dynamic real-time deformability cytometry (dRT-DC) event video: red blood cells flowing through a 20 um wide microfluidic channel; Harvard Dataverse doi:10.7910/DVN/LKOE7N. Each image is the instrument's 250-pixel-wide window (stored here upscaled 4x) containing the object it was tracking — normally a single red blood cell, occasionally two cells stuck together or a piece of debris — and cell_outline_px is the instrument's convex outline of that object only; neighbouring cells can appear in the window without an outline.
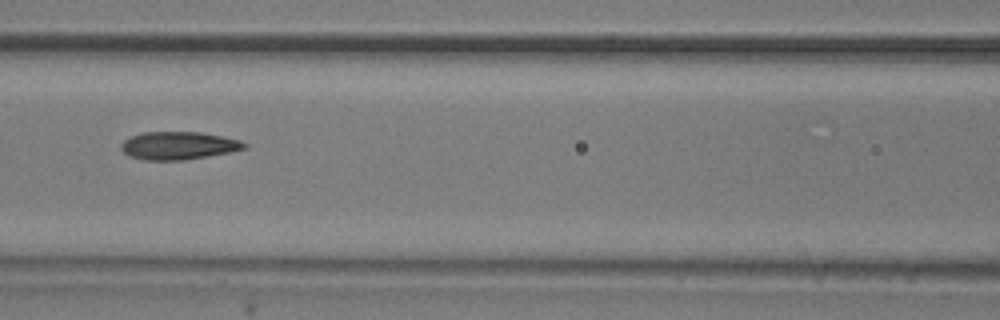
{"species": "common noctule bat (a hibernating species)", "species_latin": "Nyctalus noctula", "temperature_condition": "room temperature", "stored_images_in_passage": 13, "camera_frame_rate_fps": 3000, "um_per_image_px": 0.085, "animal": {"sex": "male", "body_mass_g": 20.5, "forearm_length_mm": 52.5}, "frame": {"image": 1, "passage_image": 4, "time_ms": 4.333, "image_size_px": [1000, 320], "cell_outline_px": [[248, 148], [228, 152], [184, 160], [144, 160], [128, 156], [120, 148], [120, 144], [124, 140], [132, 136], [144, 132], [200, 132], [224, 136], [240, 140], [248, 144]], "centroid_in_image_um": [15.17, 12.37], "position_along_channel_um": 151.4, "area_um2": 20.06}}
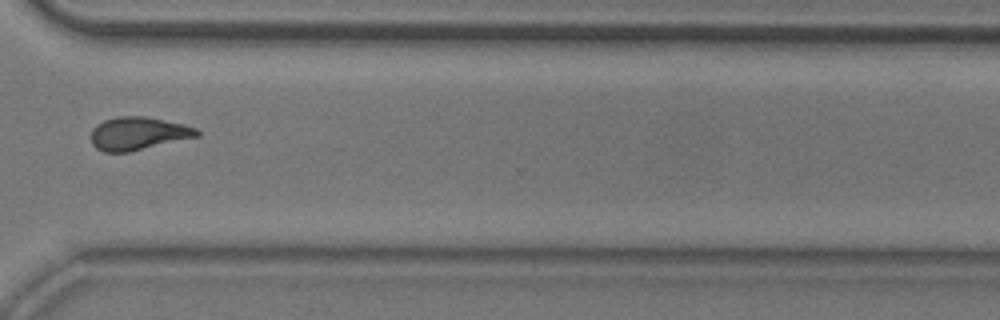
{"frame": {"image": 2, "passage_image": 9, "time_ms": 10.0, "image_size_px": [1000, 320], "cell_outline_px": [[200, 136], [128, 152], [104, 152], [96, 148], [92, 144], [92, 128], [96, 124], [104, 120], [116, 116], [144, 116], [184, 124], [196, 128], [200, 132]], "centroid_in_image_um": [11.74, 11.34], "position_along_channel_um": 358.9, "area_um2": 20.4}}
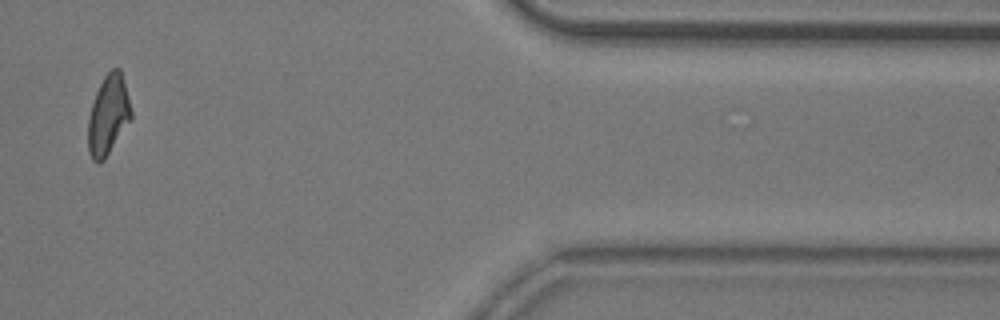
{"frame": {"image": 3, "passage_image": 11, "time_ms": 12.333, "image_size_px": [1000, 320], "cell_outline_px": [[132, 116], [104, 160], [100, 164], [92, 160], [88, 152], [88, 120], [92, 104], [96, 92], [104, 76], [112, 68], [120, 68], [132, 112]], "centroid_in_image_um": [9.18, 9.8], "position_along_channel_um": 402.2, "area_um2": 19.65}, "authors_computed_cell_mechanics": {"area_um2": 20.3456, "velocity_mm_per_s": 3.6532, "shape_relaxation_time_tau1_ms": 3.4754, "shape_relaxation_time_tau2_ms": 5.0636, "deformation_change_tau1": 0.2886, "deformation_change_tau2": 0.1367}}